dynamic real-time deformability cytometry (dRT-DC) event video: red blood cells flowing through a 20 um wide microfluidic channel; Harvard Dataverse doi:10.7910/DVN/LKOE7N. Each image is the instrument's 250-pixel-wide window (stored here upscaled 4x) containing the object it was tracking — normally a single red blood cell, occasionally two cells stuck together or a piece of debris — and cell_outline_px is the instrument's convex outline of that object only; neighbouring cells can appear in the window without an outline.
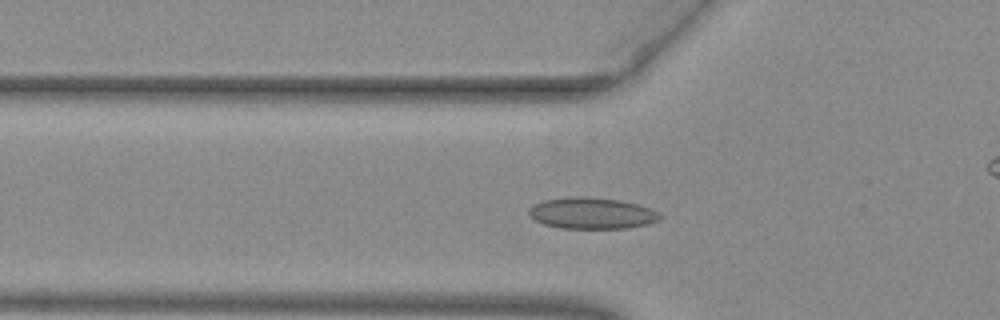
{"species": "common noctule bat (a hibernating species)", "species_latin": "Nyctalus noctula", "temperature_condition": "warm", "stored_images_in_passage": 49, "camera_frame_rate_fps": 3000, "um_per_image_px": 0.085, "animal": {"sex": "female", "body_mass_g": 29.2, "forearm_length_mm": 56.3}, "frame": {"image": 1, "passage_image": 15, "time_ms": 4.667, "image_size_px": [1000, 320], "cell_outline_px": [[664, 216], [660, 220], [648, 224], [628, 228], [560, 228], [544, 224], [536, 220], [528, 212], [528, 208], [544, 200], [572, 196], [588, 196], [620, 200], [636, 204], [648, 208]], "centroid_in_image_um": [50.32, 18.12], "position_along_channel_um": 75.5, "area_um2": 23.87}}
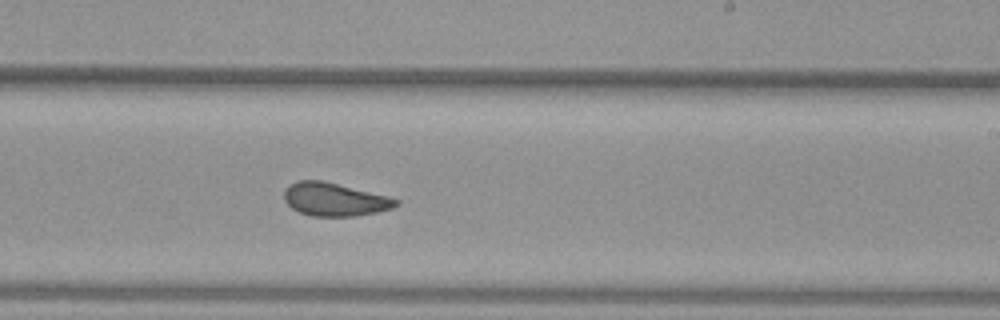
{"frame": {"image": 2, "passage_image": 29, "time_ms": 9.333, "image_size_px": [1000, 320], "cell_outline_px": [[400, 204], [392, 208], [376, 212], [356, 216], [312, 216], [300, 212], [292, 208], [284, 200], [284, 192], [288, 184], [296, 180], [320, 180], [388, 196], [400, 200]], "centroid_in_image_um": [28.43, 16.95], "position_along_channel_um": 260.6, "area_um2": 21.56}}
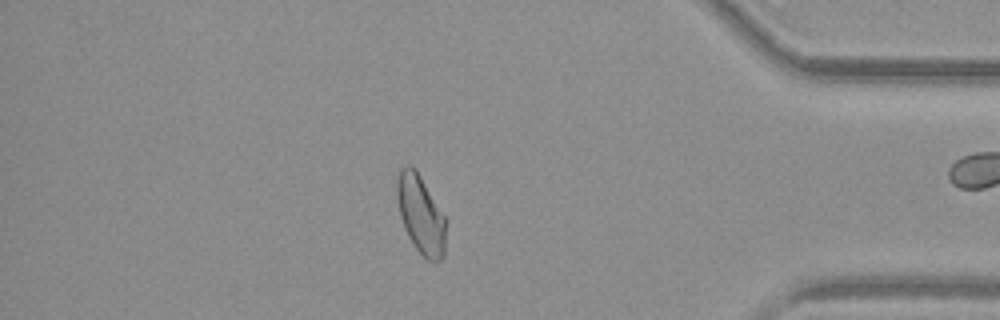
{"frame": {"image": 3, "passage_image": 42, "time_ms": 13.667, "image_size_px": [1000, 320], "cell_outline_px": [[444, 256], [440, 260], [428, 260], [416, 248], [408, 236], [404, 228], [400, 216], [396, 196], [396, 180], [400, 168], [408, 164], [412, 164], [416, 168], [444, 216]], "centroid_in_image_um": [35.71, 18.16], "position_along_channel_um": 399.5, "area_um2": 22.08}, "authors_computed_cell_mechanics": {"area_um2": 22.5998, "velocity_mm_per_s": 3.9636, "shape_relaxation_time_tau1_ms": null, "shape_relaxation_time_tau2_ms": 1.3172, "deformation_change_tau1": null, "deformation_change_tau2": 0.0674}}